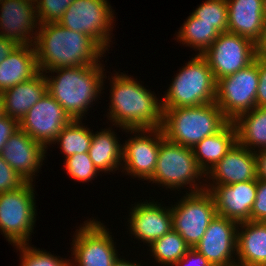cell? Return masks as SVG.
I'll return each instance as SVG.
<instances>
[{"mask_svg":"<svg viewBox=\"0 0 266 266\" xmlns=\"http://www.w3.org/2000/svg\"><path fill=\"white\" fill-rule=\"evenodd\" d=\"M38 27L34 48L40 72L99 64L106 52L90 36L64 28L58 22Z\"/></svg>","mask_w":266,"mask_h":266,"instance_id":"cell-1","label":"cell"},{"mask_svg":"<svg viewBox=\"0 0 266 266\" xmlns=\"http://www.w3.org/2000/svg\"><path fill=\"white\" fill-rule=\"evenodd\" d=\"M116 74V75H115ZM110 90L109 120L125 130L158 129L163 124L161 99L126 74L115 73ZM155 95V96H154ZM159 101V102H158Z\"/></svg>","mask_w":266,"mask_h":266,"instance_id":"cell-2","label":"cell"},{"mask_svg":"<svg viewBox=\"0 0 266 266\" xmlns=\"http://www.w3.org/2000/svg\"><path fill=\"white\" fill-rule=\"evenodd\" d=\"M101 64L45 71L57 73V76H52L53 78L45 75L47 92L64 108L72 120H82L87 109L104 89L105 70Z\"/></svg>","mask_w":266,"mask_h":266,"instance_id":"cell-3","label":"cell"},{"mask_svg":"<svg viewBox=\"0 0 266 266\" xmlns=\"http://www.w3.org/2000/svg\"><path fill=\"white\" fill-rule=\"evenodd\" d=\"M228 122L213 102L196 107L163 109L161 128L168 141L192 148L205 137L220 131Z\"/></svg>","mask_w":266,"mask_h":266,"instance_id":"cell-4","label":"cell"},{"mask_svg":"<svg viewBox=\"0 0 266 266\" xmlns=\"http://www.w3.org/2000/svg\"><path fill=\"white\" fill-rule=\"evenodd\" d=\"M217 81L202 55L183 66L172 79L162 101V109L196 107L215 102Z\"/></svg>","mask_w":266,"mask_h":266,"instance_id":"cell-5","label":"cell"},{"mask_svg":"<svg viewBox=\"0 0 266 266\" xmlns=\"http://www.w3.org/2000/svg\"><path fill=\"white\" fill-rule=\"evenodd\" d=\"M203 176L205 173L198 166L192 148L172 143L166 138L160 143L155 172L150 182L177 190L189 184L191 191L188 193H196L205 190L204 183H196Z\"/></svg>","mask_w":266,"mask_h":266,"instance_id":"cell-6","label":"cell"},{"mask_svg":"<svg viewBox=\"0 0 266 266\" xmlns=\"http://www.w3.org/2000/svg\"><path fill=\"white\" fill-rule=\"evenodd\" d=\"M32 182L18 190L0 193V231L13 246L28 244L36 221Z\"/></svg>","mask_w":266,"mask_h":266,"instance_id":"cell-7","label":"cell"},{"mask_svg":"<svg viewBox=\"0 0 266 266\" xmlns=\"http://www.w3.org/2000/svg\"><path fill=\"white\" fill-rule=\"evenodd\" d=\"M107 0H74L58 23L69 30L86 34L108 51L114 13Z\"/></svg>","mask_w":266,"mask_h":266,"instance_id":"cell-8","label":"cell"},{"mask_svg":"<svg viewBox=\"0 0 266 266\" xmlns=\"http://www.w3.org/2000/svg\"><path fill=\"white\" fill-rule=\"evenodd\" d=\"M258 55L247 67L217 80L215 103L229 121L256 107Z\"/></svg>","mask_w":266,"mask_h":266,"instance_id":"cell-9","label":"cell"},{"mask_svg":"<svg viewBox=\"0 0 266 266\" xmlns=\"http://www.w3.org/2000/svg\"><path fill=\"white\" fill-rule=\"evenodd\" d=\"M185 195L176 205L171 206L172 225L186 244L194 248L216 216V206L212 194L207 190L186 192Z\"/></svg>","mask_w":266,"mask_h":266,"instance_id":"cell-10","label":"cell"},{"mask_svg":"<svg viewBox=\"0 0 266 266\" xmlns=\"http://www.w3.org/2000/svg\"><path fill=\"white\" fill-rule=\"evenodd\" d=\"M83 225V226H82ZM73 236L71 266H113L118 258L112 235L100 221L86 220ZM115 245V246H114Z\"/></svg>","mask_w":266,"mask_h":266,"instance_id":"cell-11","label":"cell"},{"mask_svg":"<svg viewBox=\"0 0 266 266\" xmlns=\"http://www.w3.org/2000/svg\"><path fill=\"white\" fill-rule=\"evenodd\" d=\"M217 80L247 67L257 57L255 43L238 34L220 33L202 54Z\"/></svg>","mask_w":266,"mask_h":266,"instance_id":"cell-12","label":"cell"},{"mask_svg":"<svg viewBox=\"0 0 266 266\" xmlns=\"http://www.w3.org/2000/svg\"><path fill=\"white\" fill-rule=\"evenodd\" d=\"M129 131L133 135L138 134L131 136L122 145V171L134 177L150 180L155 172L160 143L165 139L162 128L126 130Z\"/></svg>","mask_w":266,"mask_h":266,"instance_id":"cell-13","label":"cell"},{"mask_svg":"<svg viewBox=\"0 0 266 266\" xmlns=\"http://www.w3.org/2000/svg\"><path fill=\"white\" fill-rule=\"evenodd\" d=\"M71 121L64 108L47 92L19 121V128L47 148L55 144L58 134Z\"/></svg>","mask_w":266,"mask_h":266,"instance_id":"cell-14","label":"cell"},{"mask_svg":"<svg viewBox=\"0 0 266 266\" xmlns=\"http://www.w3.org/2000/svg\"><path fill=\"white\" fill-rule=\"evenodd\" d=\"M238 224L234 220L216 214L194 249L213 266H237V259L233 258V254L236 256L237 253L235 251H237Z\"/></svg>","mask_w":266,"mask_h":266,"instance_id":"cell-15","label":"cell"},{"mask_svg":"<svg viewBox=\"0 0 266 266\" xmlns=\"http://www.w3.org/2000/svg\"><path fill=\"white\" fill-rule=\"evenodd\" d=\"M0 5V28L3 30L0 35L18 46L34 45L38 31L35 29L39 28L35 2L0 0Z\"/></svg>","mask_w":266,"mask_h":266,"instance_id":"cell-16","label":"cell"},{"mask_svg":"<svg viewBox=\"0 0 266 266\" xmlns=\"http://www.w3.org/2000/svg\"><path fill=\"white\" fill-rule=\"evenodd\" d=\"M218 215L238 223L250 221V212L256 199L257 179L230 185H208Z\"/></svg>","mask_w":266,"mask_h":266,"instance_id":"cell-17","label":"cell"},{"mask_svg":"<svg viewBox=\"0 0 266 266\" xmlns=\"http://www.w3.org/2000/svg\"><path fill=\"white\" fill-rule=\"evenodd\" d=\"M46 151L41 143L19 128L9 137L1 156L23 180L33 182Z\"/></svg>","mask_w":266,"mask_h":266,"instance_id":"cell-18","label":"cell"},{"mask_svg":"<svg viewBox=\"0 0 266 266\" xmlns=\"http://www.w3.org/2000/svg\"><path fill=\"white\" fill-rule=\"evenodd\" d=\"M158 202L147 200L131 208L130 232L147 245L159 239L173 229L171 207H162Z\"/></svg>","mask_w":266,"mask_h":266,"instance_id":"cell-19","label":"cell"},{"mask_svg":"<svg viewBox=\"0 0 266 266\" xmlns=\"http://www.w3.org/2000/svg\"><path fill=\"white\" fill-rule=\"evenodd\" d=\"M212 179L209 185H230L257 179L255 152L240 145L238 142L227 154L205 174Z\"/></svg>","mask_w":266,"mask_h":266,"instance_id":"cell-20","label":"cell"},{"mask_svg":"<svg viewBox=\"0 0 266 266\" xmlns=\"http://www.w3.org/2000/svg\"><path fill=\"white\" fill-rule=\"evenodd\" d=\"M229 33L256 43L264 25L263 0H226Z\"/></svg>","mask_w":266,"mask_h":266,"instance_id":"cell-21","label":"cell"},{"mask_svg":"<svg viewBox=\"0 0 266 266\" xmlns=\"http://www.w3.org/2000/svg\"><path fill=\"white\" fill-rule=\"evenodd\" d=\"M43 72L0 93L5 114L20 121L28 110L47 93V80Z\"/></svg>","mask_w":266,"mask_h":266,"instance_id":"cell-22","label":"cell"},{"mask_svg":"<svg viewBox=\"0 0 266 266\" xmlns=\"http://www.w3.org/2000/svg\"><path fill=\"white\" fill-rule=\"evenodd\" d=\"M238 226L237 266H266V222L250 220Z\"/></svg>","mask_w":266,"mask_h":266,"instance_id":"cell-23","label":"cell"},{"mask_svg":"<svg viewBox=\"0 0 266 266\" xmlns=\"http://www.w3.org/2000/svg\"><path fill=\"white\" fill-rule=\"evenodd\" d=\"M39 72L34 45L18 46L0 63V93Z\"/></svg>","mask_w":266,"mask_h":266,"instance_id":"cell-24","label":"cell"},{"mask_svg":"<svg viewBox=\"0 0 266 266\" xmlns=\"http://www.w3.org/2000/svg\"><path fill=\"white\" fill-rule=\"evenodd\" d=\"M237 142V130L233 121H229L214 135L205 137L192 147L194 157L200 169L206 174L211 170Z\"/></svg>","mask_w":266,"mask_h":266,"instance_id":"cell-25","label":"cell"},{"mask_svg":"<svg viewBox=\"0 0 266 266\" xmlns=\"http://www.w3.org/2000/svg\"><path fill=\"white\" fill-rule=\"evenodd\" d=\"M112 129H102L93 133L89 148V156L94 166L100 172H112L122 166V144H119Z\"/></svg>","mask_w":266,"mask_h":266,"instance_id":"cell-26","label":"cell"},{"mask_svg":"<svg viewBox=\"0 0 266 266\" xmlns=\"http://www.w3.org/2000/svg\"><path fill=\"white\" fill-rule=\"evenodd\" d=\"M237 142L254 152L266 149V108L254 109L240 114L234 121Z\"/></svg>","mask_w":266,"mask_h":266,"instance_id":"cell-27","label":"cell"},{"mask_svg":"<svg viewBox=\"0 0 266 266\" xmlns=\"http://www.w3.org/2000/svg\"><path fill=\"white\" fill-rule=\"evenodd\" d=\"M220 32L213 24H206L195 17L192 13L184 21L177 33V40L193 49L199 50L197 55H202L217 39Z\"/></svg>","mask_w":266,"mask_h":266,"instance_id":"cell-28","label":"cell"},{"mask_svg":"<svg viewBox=\"0 0 266 266\" xmlns=\"http://www.w3.org/2000/svg\"><path fill=\"white\" fill-rule=\"evenodd\" d=\"M82 120H72L58 134L55 143H59L61 153L65 158L74 154L88 153L93 133L89 128L83 126Z\"/></svg>","mask_w":266,"mask_h":266,"instance_id":"cell-29","label":"cell"},{"mask_svg":"<svg viewBox=\"0 0 266 266\" xmlns=\"http://www.w3.org/2000/svg\"><path fill=\"white\" fill-rule=\"evenodd\" d=\"M148 246L156 262L164 264L163 266H173L190 248L180 234L173 229Z\"/></svg>","mask_w":266,"mask_h":266,"instance_id":"cell-30","label":"cell"},{"mask_svg":"<svg viewBox=\"0 0 266 266\" xmlns=\"http://www.w3.org/2000/svg\"><path fill=\"white\" fill-rule=\"evenodd\" d=\"M192 14L206 24H213V27L220 33L228 30V9L226 0H206L200 4Z\"/></svg>","mask_w":266,"mask_h":266,"instance_id":"cell-31","label":"cell"},{"mask_svg":"<svg viewBox=\"0 0 266 266\" xmlns=\"http://www.w3.org/2000/svg\"><path fill=\"white\" fill-rule=\"evenodd\" d=\"M16 248L21 252L20 259L22 262L20 266H71L70 259H60V256L57 257L45 250L35 249L29 243L17 245Z\"/></svg>","mask_w":266,"mask_h":266,"instance_id":"cell-32","label":"cell"},{"mask_svg":"<svg viewBox=\"0 0 266 266\" xmlns=\"http://www.w3.org/2000/svg\"><path fill=\"white\" fill-rule=\"evenodd\" d=\"M67 174L78 182H89L100 173L90 159L89 153L74 154L65 159Z\"/></svg>","mask_w":266,"mask_h":266,"instance_id":"cell-33","label":"cell"},{"mask_svg":"<svg viewBox=\"0 0 266 266\" xmlns=\"http://www.w3.org/2000/svg\"><path fill=\"white\" fill-rule=\"evenodd\" d=\"M74 0H36V15L39 24L57 23Z\"/></svg>","mask_w":266,"mask_h":266,"instance_id":"cell-34","label":"cell"},{"mask_svg":"<svg viewBox=\"0 0 266 266\" xmlns=\"http://www.w3.org/2000/svg\"><path fill=\"white\" fill-rule=\"evenodd\" d=\"M25 183L0 154V193L18 190Z\"/></svg>","mask_w":266,"mask_h":266,"instance_id":"cell-35","label":"cell"},{"mask_svg":"<svg viewBox=\"0 0 266 266\" xmlns=\"http://www.w3.org/2000/svg\"><path fill=\"white\" fill-rule=\"evenodd\" d=\"M250 220L266 222V180L257 179L256 199L250 212Z\"/></svg>","mask_w":266,"mask_h":266,"instance_id":"cell-36","label":"cell"},{"mask_svg":"<svg viewBox=\"0 0 266 266\" xmlns=\"http://www.w3.org/2000/svg\"><path fill=\"white\" fill-rule=\"evenodd\" d=\"M259 81L256 93V107L266 108V56H258Z\"/></svg>","mask_w":266,"mask_h":266,"instance_id":"cell-37","label":"cell"},{"mask_svg":"<svg viewBox=\"0 0 266 266\" xmlns=\"http://www.w3.org/2000/svg\"><path fill=\"white\" fill-rule=\"evenodd\" d=\"M19 129V121L5 115L0 117V154L9 137Z\"/></svg>","mask_w":266,"mask_h":266,"instance_id":"cell-38","label":"cell"},{"mask_svg":"<svg viewBox=\"0 0 266 266\" xmlns=\"http://www.w3.org/2000/svg\"><path fill=\"white\" fill-rule=\"evenodd\" d=\"M173 266H213L200 252L189 248L186 254Z\"/></svg>","mask_w":266,"mask_h":266,"instance_id":"cell-39","label":"cell"},{"mask_svg":"<svg viewBox=\"0 0 266 266\" xmlns=\"http://www.w3.org/2000/svg\"><path fill=\"white\" fill-rule=\"evenodd\" d=\"M257 179L266 180V149L255 151Z\"/></svg>","mask_w":266,"mask_h":266,"instance_id":"cell-40","label":"cell"},{"mask_svg":"<svg viewBox=\"0 0 266 266\" xmlns=\"http://www.w3.org/2000/svg\"><path fill=\"white\" fill-rule=\"evenodd\" d=\"M18 47L13 41L7 40L0 35V63Z\"/></svg>","mask_w":266,"mask_h":266,"instance_id":"cell-41","label":"cell"},{"mask_svg":"<svg viewBox=\"0 0 266 266\" xmlns=\"http://www.w3.org/2000/svg\"><path fill=\"white\" fill-rule=\"evenodd\" d=\"M255 46L258 56H266V20L264 21L261 35L258 41L255 43Z\"/></svg>","mask_w":266,"mask_h":266,"instance_id":"cell-42","label":"cell"},{"mask_svg":"<svg viewBox=\"0 0 266 266\" xmlns=\"http://www.w3.org/2000/svg\"><path fill=\"white\" fill-rule=\"evenodd\" d=\"M113 266H141V264H137V262H130L128 260L117 258L116 261L113 263Z\"/></svg>","mask_w":266,"mask_h":266,"instance_id":"cell-43","label":"cell"},{"mask_svg":"<svg viewBox=\"0 0 266 266\" xmlns=\"http://www.w3.org/2000/svg\"><path fill=\"white\" fill-rule=\"evenodd\" d=\"M5 108H4V105H3V101H2V98L0 96V117H3L5 116Z\"/></svg>","mask_w":266,"mask_h":266,"instance_id":"cell-44","label":"cell"},{"mask_svg":"<svg viewBox=\"0 0 266 266\" xmlns=\"http://www.w3.org/2000/svg\"><path fill=\"white\" fill-rule=\"evenodd\" d=\"M263 14H264V18L266 20V0H263Z\"/></svg>","mask_w":266,"mask_h":266,"instance_id":"cell-45","label":"cell"}]
</instances>
